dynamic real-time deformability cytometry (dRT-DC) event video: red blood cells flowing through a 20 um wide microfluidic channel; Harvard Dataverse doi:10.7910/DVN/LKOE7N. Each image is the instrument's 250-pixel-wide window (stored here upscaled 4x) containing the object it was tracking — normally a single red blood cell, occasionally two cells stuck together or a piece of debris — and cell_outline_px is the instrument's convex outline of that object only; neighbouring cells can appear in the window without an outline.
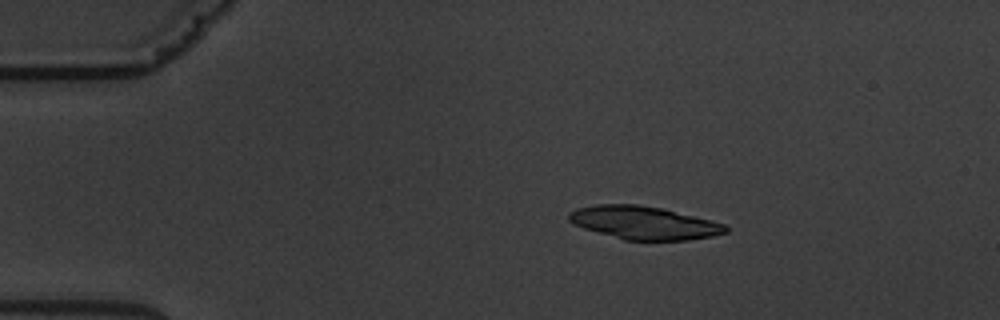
{"species": "common noctule bat (a hibernating species)", "species_latin": "Nyctalus noctula", "temperature_condition": "warm", "stored_images_in_passage": 6, "camera_frame_rate_fps": 3000, "um_per_image_px": 0.085, "animal": {"sex": "male", "body_mass_g": 19.5, "forearm_length_mm": 54.6}, "frame": {"image": 1, "passage_image": 3, "time_ms": 2.333, "image_size_px": [1000, 320], "cell_outline_px": [[728, 232], [712, 236], [688, 240], [624, 240], [584, 228], [568, 220], [568, 212], [576, 208], [596, 204], [636, 204], [660, 208], [712, 220], [724, 224], [728, 228]], "centroid_in_image_um": [54.73, 18.93], "position_along_channel_um": 30.3, "area_um2": 30.06}}